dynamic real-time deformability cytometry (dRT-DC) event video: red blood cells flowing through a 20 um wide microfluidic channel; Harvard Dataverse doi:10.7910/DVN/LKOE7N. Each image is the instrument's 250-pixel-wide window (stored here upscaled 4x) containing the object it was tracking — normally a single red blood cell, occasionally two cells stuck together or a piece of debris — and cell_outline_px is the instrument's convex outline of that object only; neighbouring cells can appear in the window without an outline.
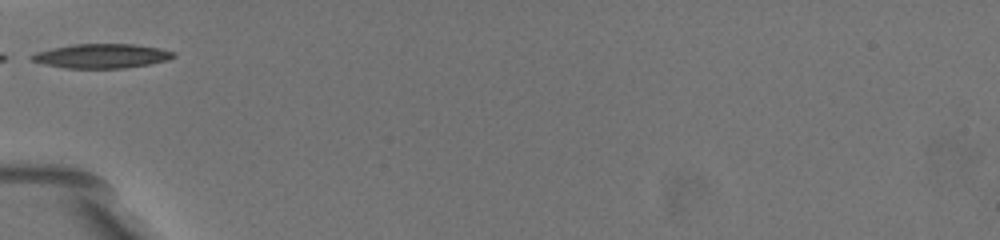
{"species": "common noctule bat (a hibernating species)", "species_latin": "Nyctalus noctula", "temperature_condition": "warm", "stored_images_in_passage": 24, "camera_frame_rate_fps": 3000, "um_per_image_px": 0.085, "animal": {"sex": "female", "body_mass_g": 19.5, "forearm_length_mm": 54.1}, "frame": {"image": 1, "passage_image": 1, "time_ms": 0.0, "image_size_px": [1000, 240], "cell_outline_px": [[176, 56], [168, 60], [148, 64], [124, 68], [68, 68], [44, 64], [32, 60], [32, 56], [36, 52], [52, 48], [72, 44], [132, 44], [160, 48], [172, 52]], "centroid_in_image_um": [8.65, 4.75], "position_along_channel_um": 76.3, "area_um2": 19.83}, "authors_computed_cell_mechanics": {"area_um2": 19.9988, "velocity_mm_per_s": 3.5875, "shape_relaxation_time_tau1_ms": 4.1714, "shape_relaxation_time_tau2_ms": 9.7344, "deformation_change_tau1": 0.1677, "deformation_change_tau2": 0.1411}}